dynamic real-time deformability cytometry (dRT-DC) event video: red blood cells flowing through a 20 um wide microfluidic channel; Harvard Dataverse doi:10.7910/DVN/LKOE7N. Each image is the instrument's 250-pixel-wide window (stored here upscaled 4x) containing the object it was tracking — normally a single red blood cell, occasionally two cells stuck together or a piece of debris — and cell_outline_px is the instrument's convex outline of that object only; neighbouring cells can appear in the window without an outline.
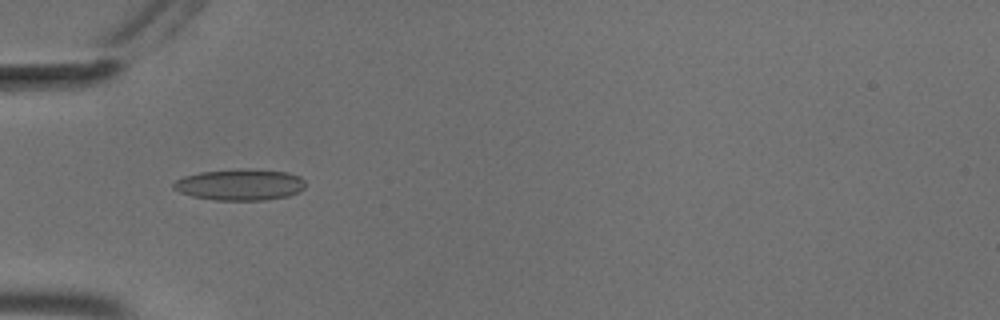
{"species": "common noctule bat (a hibernating species)", "species_latin": "Nyctalus noctula", "temperature_condition": "cold", "stored_images_in_passage": 40, "camera_frame_rate_fps": 3000, "um_per_image_px": 0.085, "animal": {"sex": "male", "body_mass_g": 18.8}, "frame": {"image": 1, "passage_image": 3, "time_ms": 0.667, "image_size_px": [1000, 320], "cell_outline_px": [[304, 188], [300, 192], [288, 196], [264, 200], [216, 200], [192, 196], [180, 192], [172, 188], [172, 184], [176, 180], [184, 176], [200, 172], [244, 168], [248, 168], [288, 172], [300, 176], [304, 180]], "centroid_in_image_um": [20.41, 15.69], "position_along_channel_um": 64.6, "area_um2": 24.22}}
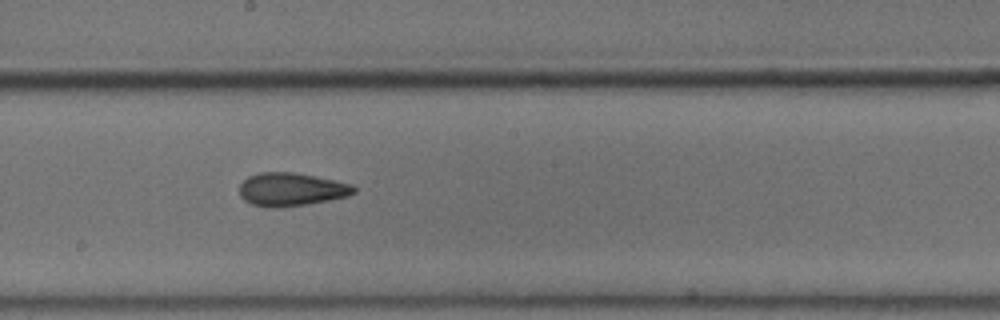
{"frame": {"image": 2, "passage_image": 16, "time_ms": 5.0, "image_size_px": [1000, 320], "cell_outline_px": [[356, 192], [348, 196], [308, 204], [280, 208], [272, 208], [252, 204], [244, 200], [240, 196], [240, 184], [248, 176], [260, 172], [292, 172], [352, 184], [356, 188]], "centroid_in_image_um": [24.74, 16.11], "position_along_channel_um": 223.5, "area_um2": 22.08}}
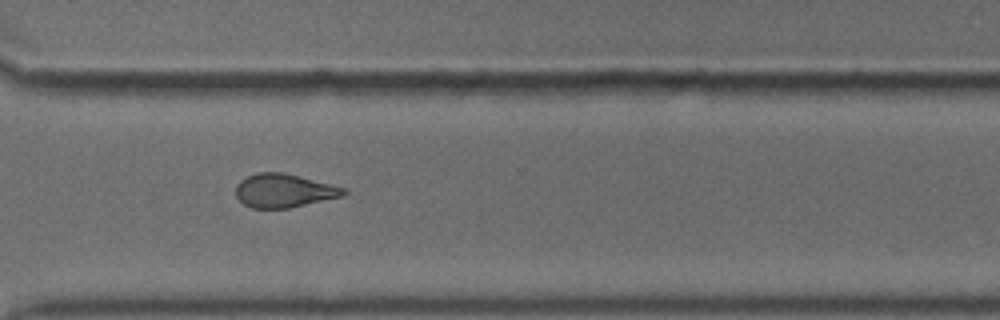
{"frame": {"image": 3, "passage_image": 26, "time_ms": 8.333, "image_size_px": [1000, 320], "cell_outline_px": [[348, 192], [344, 196], [288, 208], [252, 208], [244, 204], [236, 196], [236, 184], [240, 180], [256, 172], [284, 172], [348, 188]], "centroid_in_image_um": [24.16, 16.19], "position_along_channel_um": 346.4, "area_um2": 21.27}, "authors_computed_cell_mechanics": {"area_um2": 21.7039, "velocity_mm_per_s": 3.6991, "shape_relaxation_time_tau1_ms": 4.5181, "shape_relaxation_time_tau2_ms": 2.1671, "deformation_change_tau1": 0.1178, "deformation_change_tau2": 0.0975}}